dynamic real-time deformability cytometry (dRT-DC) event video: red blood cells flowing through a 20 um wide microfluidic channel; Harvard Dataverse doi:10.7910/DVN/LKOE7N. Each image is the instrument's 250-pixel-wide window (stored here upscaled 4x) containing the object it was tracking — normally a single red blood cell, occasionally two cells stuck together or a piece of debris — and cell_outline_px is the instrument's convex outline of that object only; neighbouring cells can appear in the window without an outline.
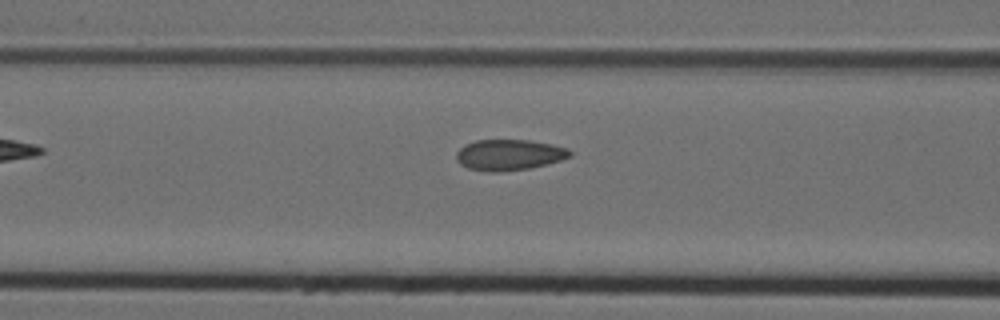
{"species": "Egyptian fruit bat (a non-hibernating species)", "species_latin": "Rousettus aegyptiacus", "temperature_condition": "cold", "stored_images_in_passage": 9, "camera_frame_rate_fps": 3000, "um_per_image_px": 0.085, "animal": {"sex": "female"}, "frame": {"image": 1, "passage_image": 8, "time_ms": 2.333, "image_size_px": [1000, 320], "cell_outline_px": [[572, 156], [560, 160], [528, 168], [500, 172], [488, 172], [468, 168], [460, 164], [456, 160], [456, 152], [464, 144], [476, 140], [528, 140], [552, 144], [568, 148], [572, 152]], "centroid_in_image_um": [43.25, 13.16], "position_along_channel_um": 123.4, "area_um2": 20.46}}
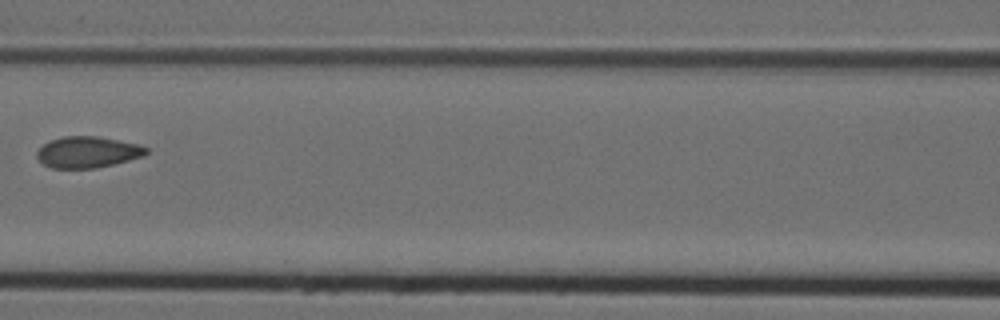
{"frame": {"image": 2, "passage_image": 9, "time_ms": 2.667, "image_size_px": [1000, 320], "cell_outline_px": [[148, 152], [144, 156], [96, 168], [52, 168], [44, 164], [36, 156], [36, 152], [44, 144], [52, 140], [64, 136], [96, 136], [140, 144], [148, 148]], "centroid_in_image_um": [7.47, 12.93], "position_along_channel_um": 159.1, "area_um2": 19.77}}